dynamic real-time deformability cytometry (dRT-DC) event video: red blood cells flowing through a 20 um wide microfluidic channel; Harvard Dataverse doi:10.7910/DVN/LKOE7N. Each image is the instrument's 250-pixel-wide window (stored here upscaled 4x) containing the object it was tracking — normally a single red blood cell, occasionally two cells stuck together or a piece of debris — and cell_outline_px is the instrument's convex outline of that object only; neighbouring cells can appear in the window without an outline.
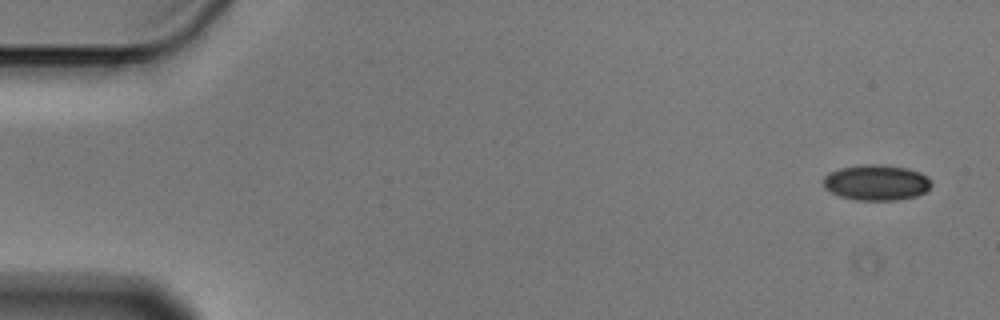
{"species": "Egyptian fruit bat (a non-hibernating species)", "species_latin": "Rousettus aegyptiacus", "temperature_condition": "cold", "stored_images_in_passage": 5, "camera_frame_rate_fps": 3000, "um_per_image_px": 0.085, "animal": {"sex": "male"}, "frame": {"image": 1, "passage_image": 1, "time_ms": 0.0, "image_size_px": [1000, 320], "cell_outline_px": [[932, 184], [924, 192], [916, 196], [896, 200], [856, 200], [840, 196], [824, 188], [824, 176], [840, 168], [860, 164], [880, 164], [908, 168], [920, 172], [928, 176], [932, 180]], "centroid_in_image_um": [74.52, 15.5], "position_along_channel_um": 10.5, "area_um2": 22.48}}
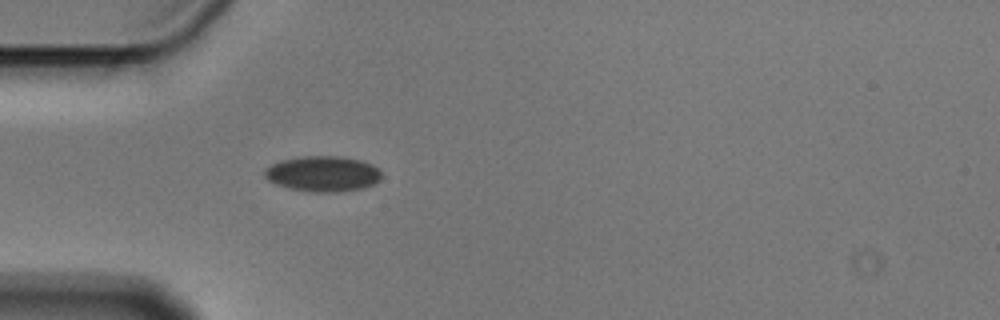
{"frame": {"image": 2, "passage_image": 5, "time_ms": 1.333, "image_size_px": [1000, 320], "cell_outline_px": [[380, 180], [364, 188], [340, 192], [308, 192], [288, 188], [276, 184], [268, 180], [264, 176], [264, 168], [280, 160], [304, 156], [344, 156], [360, 160], [372, 164], [380, 172]], "centroid_in_image_um": [27.41, 14.77], "position_along_channel_um": 57.6, "area_um2": 24.39}}